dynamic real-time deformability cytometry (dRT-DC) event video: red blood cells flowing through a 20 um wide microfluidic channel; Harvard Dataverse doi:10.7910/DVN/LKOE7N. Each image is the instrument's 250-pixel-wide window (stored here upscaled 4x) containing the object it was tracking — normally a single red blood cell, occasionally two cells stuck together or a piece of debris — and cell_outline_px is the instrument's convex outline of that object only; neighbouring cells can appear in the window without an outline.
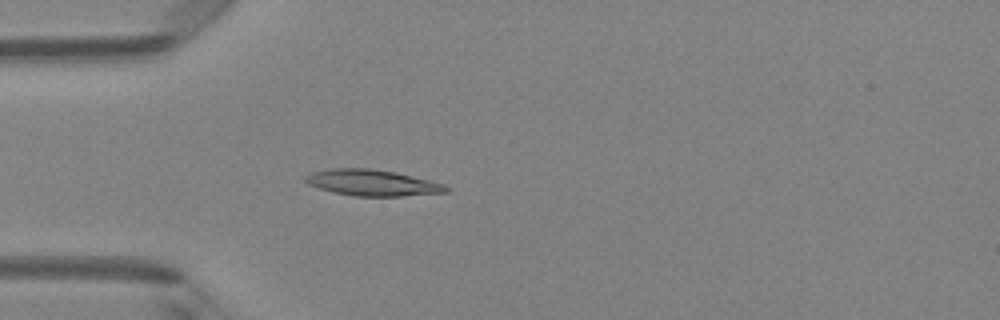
{"species": "Egyptian fruit bat (a non-hibernating species)", "species_latin": "Rousettus aegyptiacus", "temperature_condition": "room temperature", "stored_images_in_passage": 4, "camera_frame_rate_fps": 3000, "um_per_image_px": 0.085, "animal": {"sex": "female"}, "frame": {"image": 1, "passage_image": 4, "time_ms": 1.0, "image_size_px": [1000, 320], "cell_outline_px": [[452, 188], [448, 192], [404, 196], [356, 196], [332, 192], [308, 184], [304, 180], [304, 176], [312, 172], [332, 168], [368, 168], [396, 172], [444, 184]], "centroid_in_image_um": [31.66, 15.53], "position_along_channel_um": 53.3, "area_um2": 21.44}}